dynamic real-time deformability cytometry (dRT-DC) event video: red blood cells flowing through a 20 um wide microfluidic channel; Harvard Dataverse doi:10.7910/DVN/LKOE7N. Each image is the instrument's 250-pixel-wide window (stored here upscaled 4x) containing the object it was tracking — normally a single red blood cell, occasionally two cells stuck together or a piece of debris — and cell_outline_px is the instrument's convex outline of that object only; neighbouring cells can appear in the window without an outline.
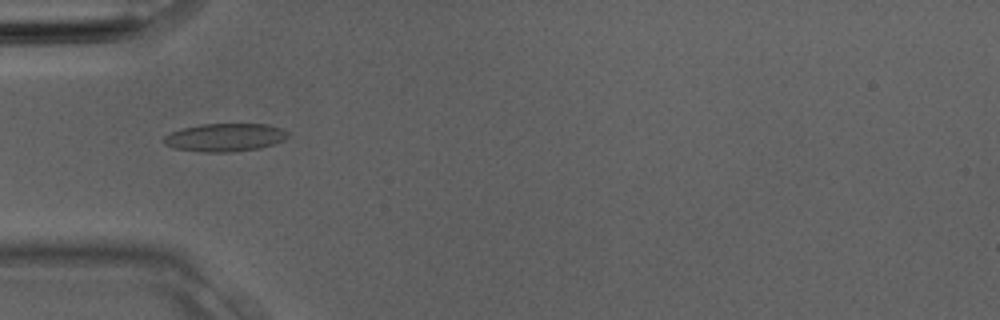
{"species": "Egyptian fruit bat (a non-hibernating species)", "species_latin": "Rousettus aegyptiacus", "temperature_condition": "room temperature", "stored_images_in_passage": 4, "camera_frame_rate_fps": 3000, "um_per_image_px": 0.085, "animal": {"sex": "male"}, "frame": {"image": 1, "passage_image": 4, "time_ms": 1.0, "image_size_px": [1000, 320], "cell_outline_px": [[288, 136], [284, 140], [260, 148], [232, 152], [204, 152], [176, 148], [164, 144], [160, 140], [164, 136], [172, 132], [184, 128], [200, 124], [268, 124], [280, 128], [288, 132]], "centroid_in_image_um": [19.11, 11.68], "position_along_channel_um": 65.9, "area_um2": 20.23}}